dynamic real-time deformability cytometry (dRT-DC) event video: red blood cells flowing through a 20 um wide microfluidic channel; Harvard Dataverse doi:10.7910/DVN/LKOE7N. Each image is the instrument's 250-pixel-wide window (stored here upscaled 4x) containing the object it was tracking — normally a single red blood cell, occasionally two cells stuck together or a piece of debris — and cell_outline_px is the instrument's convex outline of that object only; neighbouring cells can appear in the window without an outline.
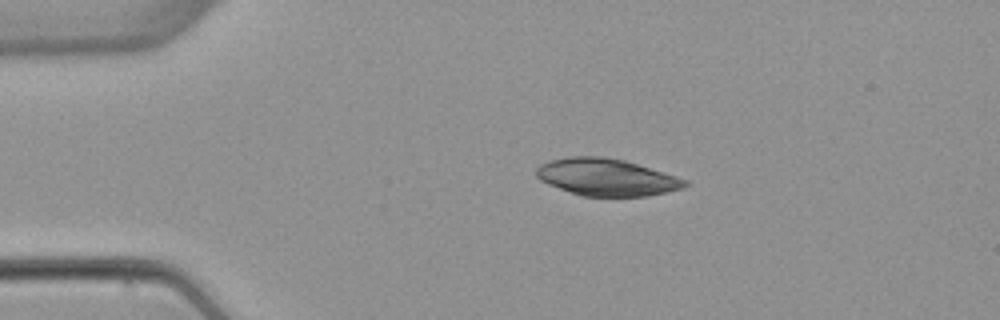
{"species": "common noctule bat (a hibernating species)", "species_latin": "Nyctalus noctula", "temperature_condition": "warm", "stored_images_in_passage": 2, "camera_frame_rate_fps": 3000, "um_per_image_px": 0.085, "animal": {"sex": "female", "body_mass_g": 22.7, "forearm_length_mm": 54.2}, "frame": {"image": 1, "passage_image": 1, "time_ms": 0.0, "image_size_px": [1000, 320], "cell_outline_px": [[688, 184], [684, 188], [648, 196], [580, 196], [548, 184], [540, 180], [536, 176], [536, 168], [540, 164], [548, 160], [568, 156], [604, 156], [624, 160], [676, 176], [688, 180]], "centroid_in_image_um": [51.53, 15.06], "position_along_channel_um": 33.5, "area_um2": 32.25}}